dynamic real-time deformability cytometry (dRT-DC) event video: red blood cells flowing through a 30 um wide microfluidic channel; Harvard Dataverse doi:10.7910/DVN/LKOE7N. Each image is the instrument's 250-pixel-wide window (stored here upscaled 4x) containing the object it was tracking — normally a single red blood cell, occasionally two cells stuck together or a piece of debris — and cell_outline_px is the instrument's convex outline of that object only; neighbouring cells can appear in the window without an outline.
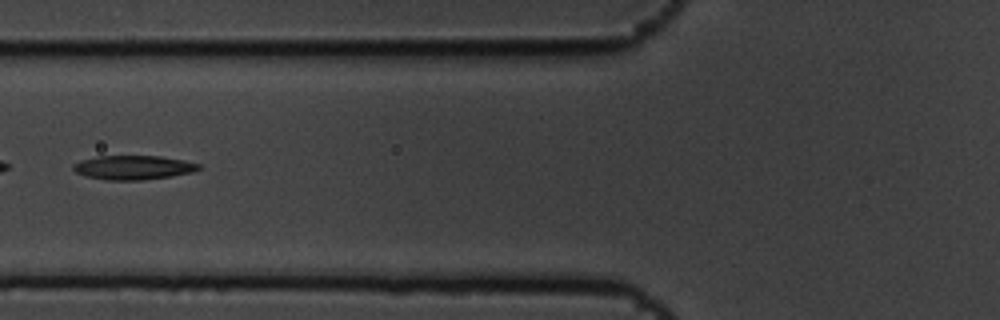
{"species": "common noctule bat (a hibernating species)", "species_latin": "Nyctalus noctula", "temperature_condition": "cold", "stored_images_in_passage": 9, "camera_frame_rate_fps": 3000, "um_per_image_px": 0.085, "animal": {"sex": "male", "body_mass_g": 19.5, "forearm_length_mm": 54.6}, "frame": {"image": 1, "passage_image": 6, "time_ms": 1.667, "image_size_px": [1000, 320], "cell_outline_px": [[200, 168], [192, 172], [172, 176], [140, 180], [108, 180], [84, 176], [76, 172], [72, 168], [72, 164], [80, 160], [96, 156], [160, 156], [184, 160], [200, 164]], "centroid_in_image_um": [11.29, 14.23], "position_along_channel_um": 114.5, "area_um2": 17.69}}
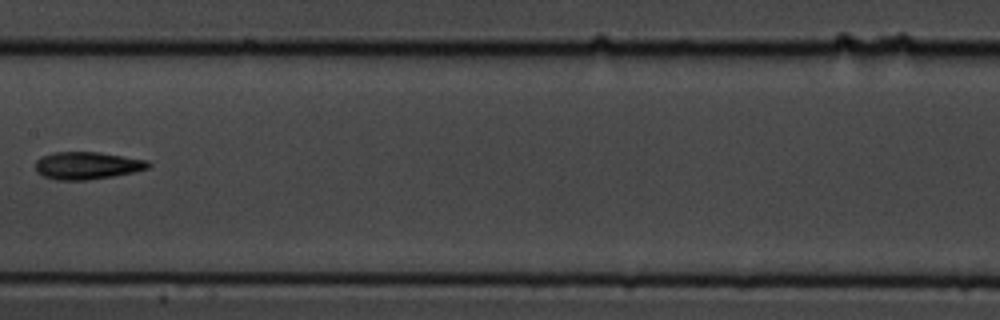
{"frame": {"image": 2, "passage_image": 8, "time_ms": 2.333, "image_size_px": [1000, 320], "cell_outline_px": [[152, 164], [148, 168], [132, 172], [112, 176], [84, 180], [56, 180], [44, 176], [36, 172], [36, 160], [52, 152], [100, 152], [148, 160]], "centroid_in_image_um": [7.41, 14.06], "position_along_channel_um": 200.0, "area_um2": 17.98}}
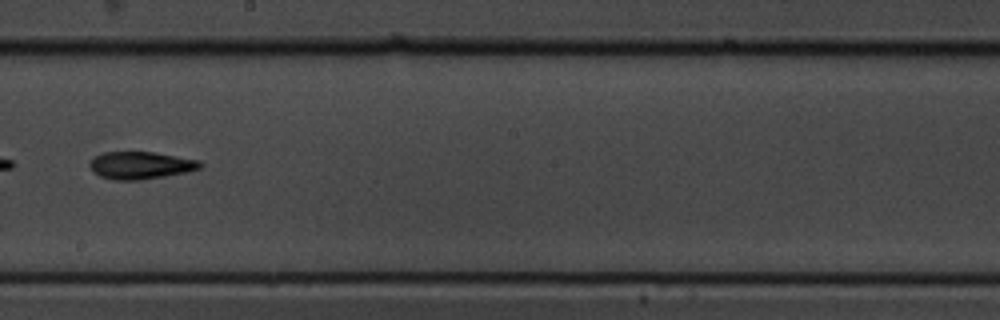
{"frame": {"image": 3, "passage_image": 9, "time_ms": 2.667, "image_size_px": [1000, 320], "cell_outline_px": [[204, 164], [200, 168], [188, 172], [140, 180], [112, 180], [100, 176], [88, 164], [96, 156], [104, 152], [152, 152], [200, 160]], "centroid_in_image_um": [12.0, 14.05], "position_along_channel_um": 236.2, "area_um2": 17.51}}